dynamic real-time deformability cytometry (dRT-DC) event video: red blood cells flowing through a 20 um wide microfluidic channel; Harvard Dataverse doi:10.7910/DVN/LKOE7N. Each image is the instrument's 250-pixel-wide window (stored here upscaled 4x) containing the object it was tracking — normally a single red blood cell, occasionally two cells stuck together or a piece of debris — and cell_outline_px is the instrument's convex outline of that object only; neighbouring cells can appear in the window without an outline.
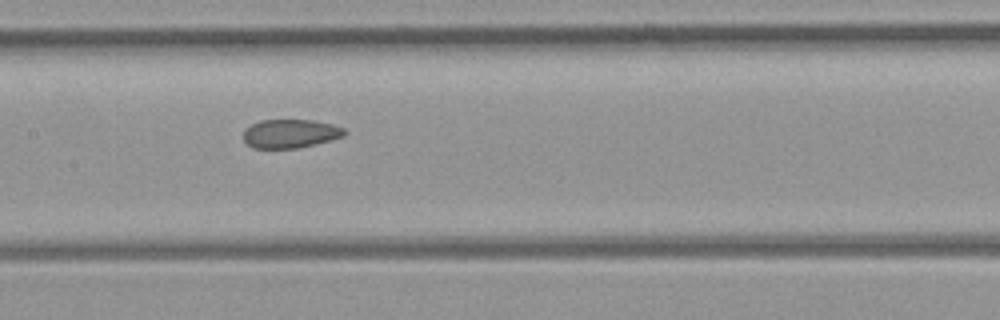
{"species": "common noctule bat (a hibernating species)", "species_latin": "Nyctalus noctula", "temperature_condition": "room temperature", "stored_images_in_passage": 8, "camera_frame_rate_fps": 3000, "um_per_image_px": 0.085, "animal": {"sex": "female", "body_mass_g": 21.9}, "frame": {"image": 1, "passage_image": 7, "time_ms": 7.0, "image_size_px": [1000, 320], "cell_outline_px": [[348, 132], [344, 136], [316, 144], [296, 148], [252, 148], [244, 140], [244, 128], [260, 120], [312, 120], [332, 124], [344, 128]], "centroid_in_image_um": [24.68, 11.35], "position_along_channel_um": 182.7, "area_um2": 16.94}}
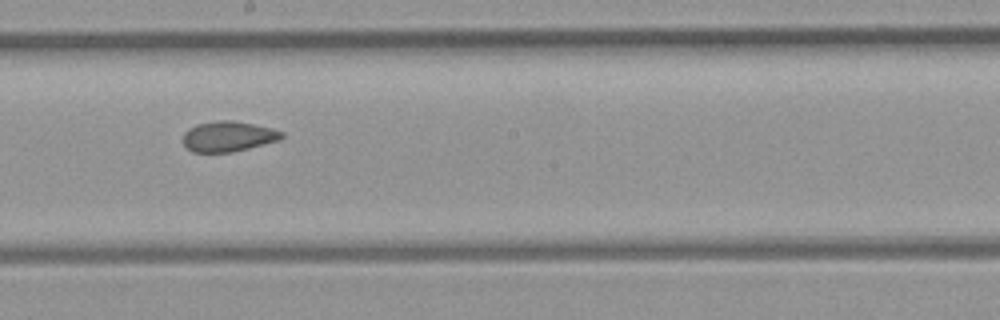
{"frame": {"image": 2, "passage_image": 8, "time_ms": 8.0, "image_size_px": [1000, 320], "cell_outline_px": [[284, 136], [280, 140], [232, 152], [192, 152], [184, 144], [184, 132], [188, 128], [196, 124], [220, 120], [232, 120], [272, 128], [284, 132]], "centroid_in_image_um": [19.41, 11.59], "position_along_channel_um": 228.8, "area_um2": 17.4}}